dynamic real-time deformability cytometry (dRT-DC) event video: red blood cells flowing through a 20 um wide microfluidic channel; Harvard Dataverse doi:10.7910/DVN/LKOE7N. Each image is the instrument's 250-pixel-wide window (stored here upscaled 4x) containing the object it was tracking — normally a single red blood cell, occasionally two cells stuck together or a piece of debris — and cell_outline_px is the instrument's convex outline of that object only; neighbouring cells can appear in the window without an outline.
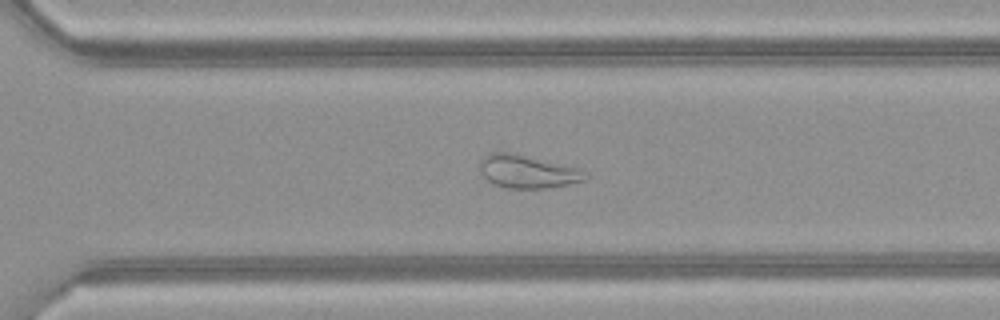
{"species": "common noctule bat (a hibernating species)", "species_latin": "Nyctalus noctula", "temperature_condition": "warm", "stored_images_in_passage": 50, "camera_frame_rate_fps": 3000, "um_per_image_px": 0.085, "animal": {"sex": "female", "body_mass_g": 21.9}, "frame": {"image": 1, "passage_image": 34, "time_ms": 11.0, "image_size_px": [1000, 320], "cell_outline_px": [[592, 176], [588, 180], [548, 188], [508, 188], [496, 184], [488, 180], [480, 172], [480, 160], [488, 152], [512, 152], [584, 168]], "centroid_in_image_um": [44.95, 14.56], "position_along_channel_um": 325.7, "area_um2": 20.92}}
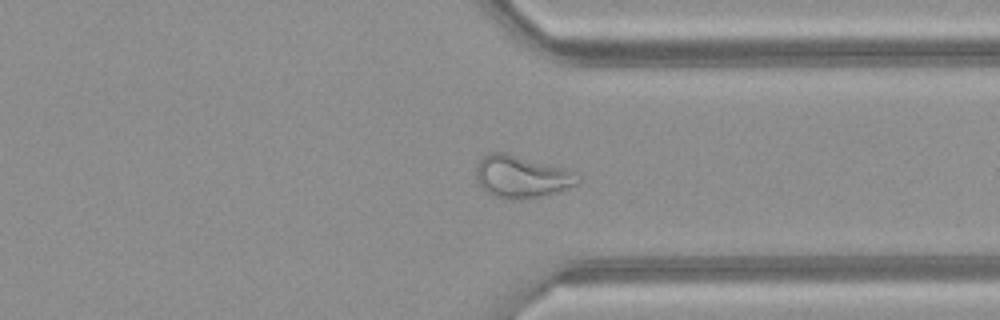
{"frame": {"image": 2, "passage_image": 37, "time_ms": 12.0, "image_size_px": [1000, 320], "cell_outline_px": [[580, 184], [560, 192], [540, 196], [516, 200], [512, 200], [492, 196], [476, 184], [476, 164], [484, 156], [492, 152], [508, 152], [564, 168], [572, 172], [580, 180]], "centroid_in_image_um": [44.3, 15.03], "position_along_channel_um": 367.1, "area_um2": 25.43}}
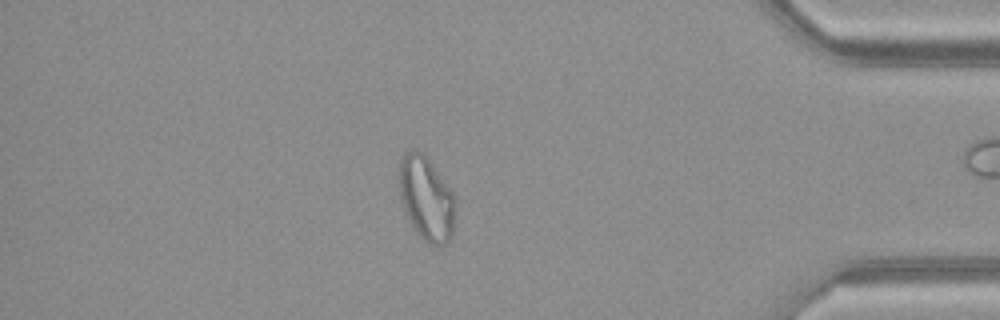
{"frame": {"image": 3, "passage_image": 42, "time_ms": 13.667, "image_size_px": [1000, 320], "cell_outline_px": [[456, 204], [452, 236], [444, 244], [428, 244], [416, 232], [404, 208], [400, 196], [400, 160], [404, 152], [412, 148], [416, 148], [424, 152], [456, 196]], "centroid_in_image_um": [36.26, 16.81], "position_along_channel_um": 398.9, "area_um2": 27.63}, "authors_computed_cell_mechanics": {"area_um2": 27.9463, "velocity_mm_per_s": 4.1586, "shape_relaxation_time_tau1_ms": null, "shape_relaxation_time_tau2_ms": 2.0143, "deformation_change_tau1": null, "deformation_change_tau2": 0.1136}}